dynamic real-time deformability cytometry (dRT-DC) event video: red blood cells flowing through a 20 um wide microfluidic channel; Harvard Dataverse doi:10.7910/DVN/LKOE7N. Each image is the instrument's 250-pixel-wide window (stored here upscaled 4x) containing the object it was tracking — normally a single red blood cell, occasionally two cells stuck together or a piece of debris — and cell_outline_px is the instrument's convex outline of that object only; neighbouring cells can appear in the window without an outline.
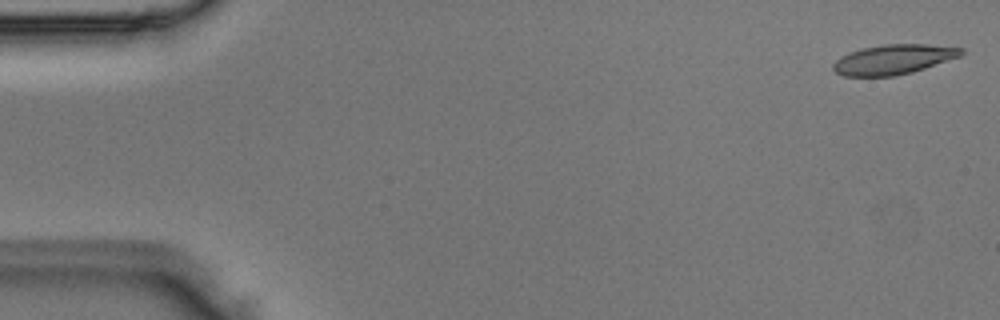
{"species": "Egyptian fruit bat (a non-hibernating species)", "species_latin": "Rousettus aegyptiacus", "temperature_condition": "room temperature", "stored_images_in_passage": 4, "camera_frame_rate_fps": 3000, "um_per_image_px": 0.085, "animal": {"sex": "male"}, "frame": {"image": 1, "passage_image": 1, "time_ms": 0.0, "image_size_px": [1000, 320], "cell_outline_px": [[964, 52], [960, 56], [912, 72], [896, 76], [844, 76], [836, 72], [832, 68], [832, 64], [840, 56], [848, 52], [860, 48], [884, 44], [928, 44], [964, 48]], "centroid_in_image_um": [75.91, 5.04], "position_along_channel_um": 9.1, "area_um2": 22.31}}